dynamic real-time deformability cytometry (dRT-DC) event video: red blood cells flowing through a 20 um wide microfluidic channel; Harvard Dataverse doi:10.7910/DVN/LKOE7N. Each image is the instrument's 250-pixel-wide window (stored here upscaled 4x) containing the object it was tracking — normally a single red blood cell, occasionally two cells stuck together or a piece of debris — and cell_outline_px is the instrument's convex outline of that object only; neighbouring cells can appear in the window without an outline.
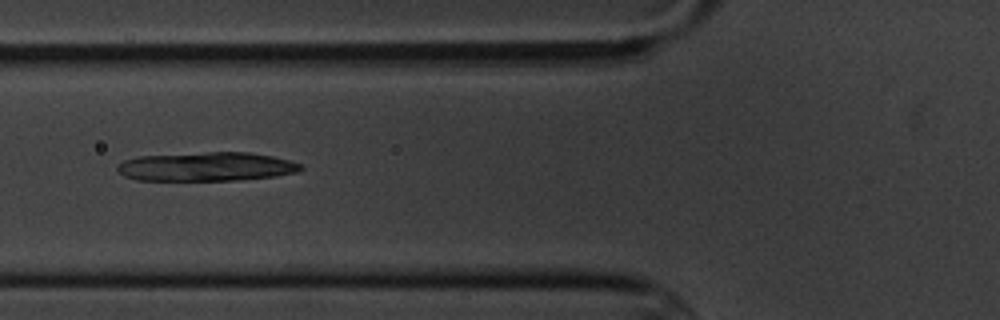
{"species": "common noctule bat (a hibernating species)", "species_latin": "Nyctalus noctula", "temperature_condition": "cold", "stored_images_in_passage": 7, "camera_frame_rate_fps": 3000, "um_per_image_px": 0.085, "animal": {"sex": "male", "body_mass_g": 20.1, "forearm_length_mm": 53.5}, "frame": {"image": 1, "passage_image": 5, "time_ms": 4.667, "image_size_px": [1000, 320], "cell_outline_px": [[304, 168], [300, 172], [276, 176], [236, 180], [136, 180], [124, 176], [116, 168], [116, 164], [124, 160], [140, 156], [208, 152], [248, 152], [272, 156], [288, 160], [300, 164]], "centroid_in_image_um": [17.55, 14.16], "position_along_channel_um": 108.2, "area_um2": 30.92}}
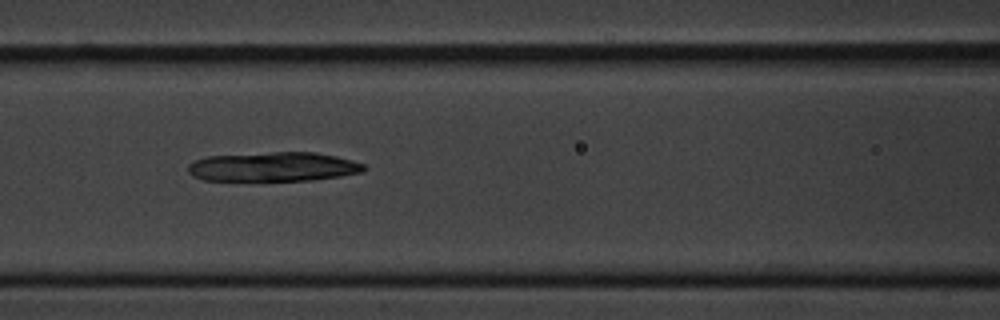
{"frame": {"image": 2, "passage_image": 6, "time_ms": 5.667, "image_size_px": [1000, 320], "cell_outline_px": [[368, 168], [364, 172], [340, 176], [312, 180], [204, 180], [192, 176], [188, 172], [188, 164], [192, 160], [208, 156], [272, 152], [316, 152], [336, 156], [352, 160], [364, 164]], "centroid_in_image_um": [23.24, 14.17], "position_along_channel_um": 143.4, "area_um2": 30.17}}
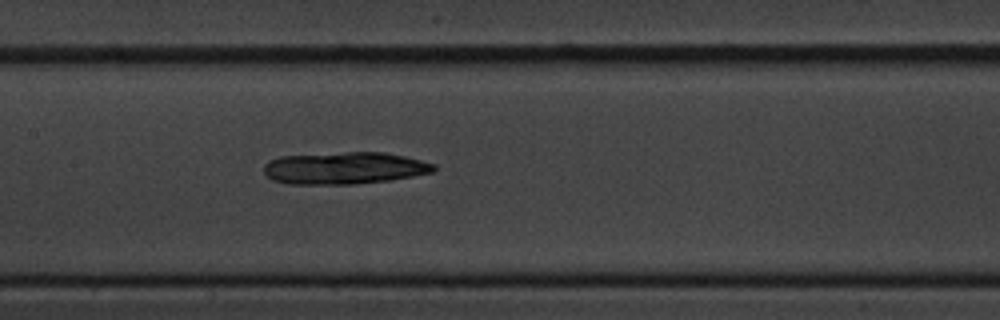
{"frame": {"image": 3, "passage_image": 7, "time_ms": 6.667, "image_size_px": [1000, 320], "cell_outline_px": [[436, 168], [432, 172], [412, 176], [388, 180], [352, 184], [288, 184], [272, 180], [264, 172], [264, 164], [268, 160], [280, 156], [344, 152], [384, 152], [404, 156], [436, 164]], "centroid_in_image_um": [29.24, 14.28], "position_along_channel_um": 178.2, "area_um2": 31.79}}